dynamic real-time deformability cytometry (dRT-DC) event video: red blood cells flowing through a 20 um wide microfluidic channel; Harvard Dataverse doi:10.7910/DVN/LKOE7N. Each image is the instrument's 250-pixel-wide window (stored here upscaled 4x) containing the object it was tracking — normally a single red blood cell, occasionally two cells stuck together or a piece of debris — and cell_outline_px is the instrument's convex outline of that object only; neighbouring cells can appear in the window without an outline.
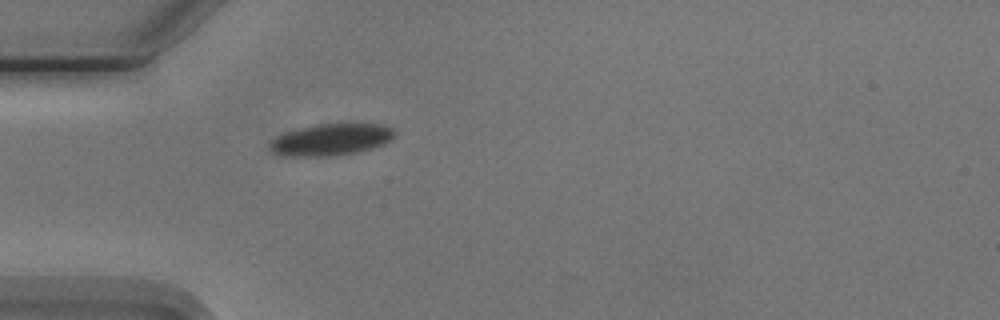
{"species": "Egyptian fruit bat (a non-hibernating species)", "species_latin": "Rousettus aegyptiacus", "temperature_condition": "cold", "stored_images_in_passage": 1, "camera_frame_rate_fps": 3000, "um_per_image_px": 0.085, "animal": {"sex": "male"}, "frame": {"image": 1, "passage_image": 1, "time_ms": 0.0, "image_size_px": [1000, 320], "cell_outline_px": [[396, 136], [392, 140], [384, 144], [360, 152], [328, 156], [292, 156], [272, 152], [268, 148], [268, 144], [276, 136], [284, 132], [316, 124], [384, 124], [392, 128], [396, 132]], "centroid_in_image_um": [28.17, 11.86], "position_along_channel_um": 56.8, "area_um2": 23.24}}